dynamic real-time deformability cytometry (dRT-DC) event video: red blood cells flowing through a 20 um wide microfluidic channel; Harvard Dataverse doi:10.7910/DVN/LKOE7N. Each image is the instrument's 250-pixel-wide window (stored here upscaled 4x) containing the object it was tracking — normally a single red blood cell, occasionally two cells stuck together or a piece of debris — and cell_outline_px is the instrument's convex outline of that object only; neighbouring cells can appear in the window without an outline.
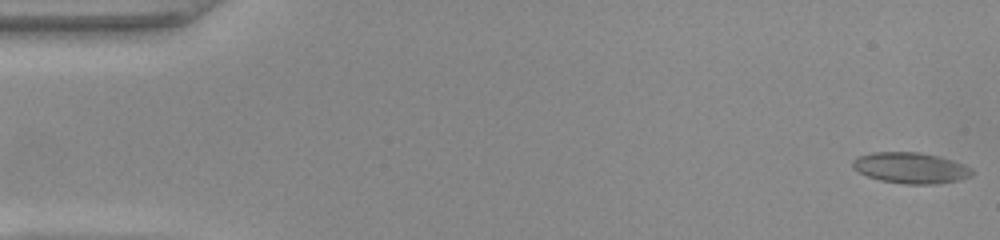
{"species": "common noctule bat (a hibernating species)", "species_latin": "Nyctalus noctula", "temperature_condition": "warm", "stored_images_in_passage": 14, "camera_frame_rate_fps": 3000, "um_per_image_px": 0.085, "animal": {"sex": "female", "body_mass_g": 22.0, "forearm_length_mm": 56.7}, "frame": {"image": 1, "passage_image": 1, "time_ms": 0.0, "image_size_px": [1000, 240], "cell_outline_px": [[972, 176], [960, 180], [936, 184], [904, 184], [880, 180], [868, 176], [852, 168], [852, 160], [860, 156], [872, 152], [920, 152], [940, 156], [964, 164], [972, 168]], "centroid_in_image_um": [77.43, 14.27], "position_along_channel_um": 7.6, "area_um2": 21.62}}